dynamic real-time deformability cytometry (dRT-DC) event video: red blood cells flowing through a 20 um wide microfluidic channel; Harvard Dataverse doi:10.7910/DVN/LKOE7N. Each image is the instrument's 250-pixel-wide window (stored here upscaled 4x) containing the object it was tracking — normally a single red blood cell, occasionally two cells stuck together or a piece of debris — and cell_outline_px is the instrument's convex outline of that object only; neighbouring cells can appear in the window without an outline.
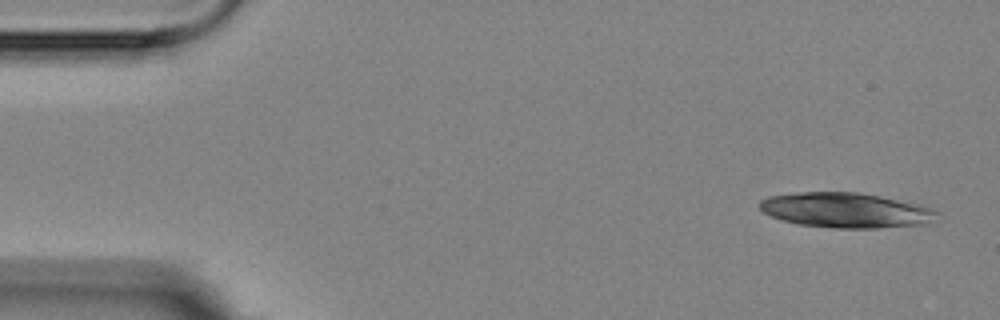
{"species": "Egyptian fruit bat (a non-hibernating species)", "species_latin": "Rousettus aegyptiacus", "temperature_condition": "room temperature", "stored_images_in_passage": 4, "camera_frame_rate_fps": 3000, "um_per_image_px": 0.085, "animal": {"sex": "female"}, "frame": {"image": 1, "passage_image": 1, "time_ms": 0.0, "image_size_px": [1000, 320], "cell_outline_px": [[940, 212], [928, 220], [920, 224], [876, 228], [836, 228], [800, 224], [784, 220], [772, 216], [764, 212], [756, 204], [760, 200], [768, 196], [800, 192], [856, 192], [880, 196], [920, 204], [932, 208]], "centroid_in_image_um": [71.84, 17.85], "position_along_channel_um": 13.2, "area_um2": 35.78}}
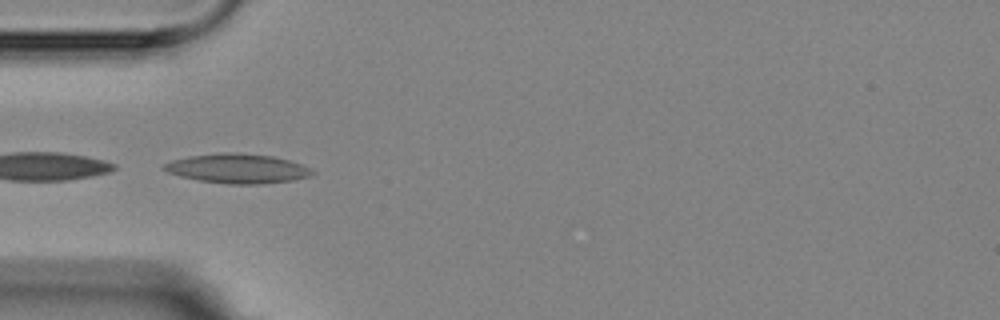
{"frame": {"image": 2, "passage_image": 4, "time_ms": 4.667, "image_size_px": [1000, 320], "cell_outline_px": [[316, 172], [312, 176], [292, 180], [264, 184], [228, 184], [200, 180], [180, 176], [168, 172], [160, 168], [164, 164], [172, 160], [188, 156], [220, 152], [240, 152], [272, 156], [288, 160], [300, 164]], "centroid_in_image_um": [20.18, 14.32], "position_along_channel_um": 64.8, "area_um2": 25.55}}